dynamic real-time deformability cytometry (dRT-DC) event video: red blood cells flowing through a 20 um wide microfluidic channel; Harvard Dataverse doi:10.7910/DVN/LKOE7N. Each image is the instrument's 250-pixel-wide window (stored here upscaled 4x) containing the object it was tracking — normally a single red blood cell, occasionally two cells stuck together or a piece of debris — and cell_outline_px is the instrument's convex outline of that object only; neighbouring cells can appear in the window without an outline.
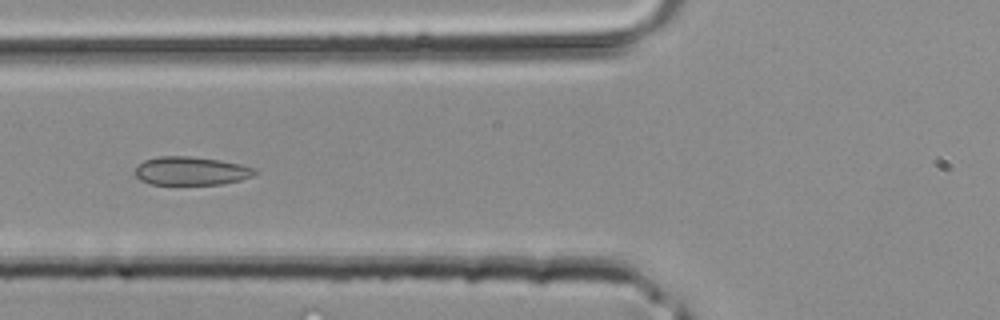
{"species": "common noctule bat (a hibernating species)", "species_latin": "Nyctalus noctula", "temperature_condition": "room temperature", "stored_images_in_passage": 40, "segment_of_instrument_passage": [2, 2], "camera_frame_rate_fps": 3000, "um_per_image_px": 0.085, "animal": {"sex": "male", "body_mass_g": 20.4}, "frame": {"image": 1, "passage_image": 16, "time_ms": 5.0, "image_size_px": [1000, 320], "cell_outline_px": [[256, 172], [252, 176], [240, 180], [220, 184], [148, 184], [140, 180], [136, 176], [136, 168], [144, 160], [156, 156], [188, 156], [220, 160], [240, 164], [252, 168]], "centroid_in_image_um": [16.2, 14.52], "position_along_channel_um": 109.6, "area_um2": 19.65}}
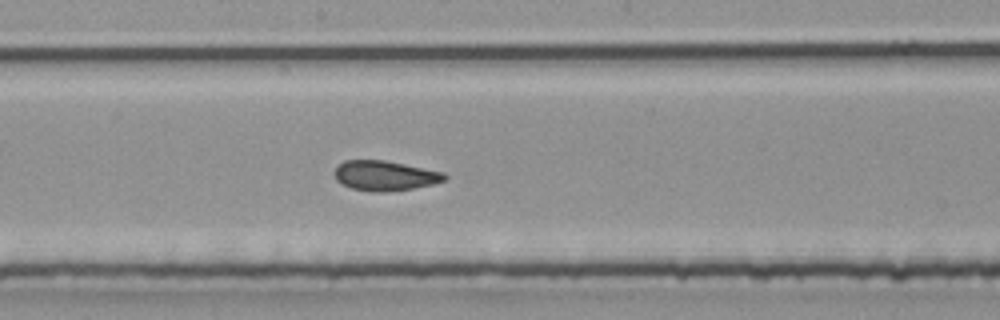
{"frame": {"image": 2, "passage_image": 22, "time_ms": 7.0, "image_size_px": [1000, 320], "cell_outline_px": [[448, 176], [444, 180], [432, 184], [412, 188], [384, 192], [372, 192], [352, 188], [336, 180], [332, 172], [336, 164], [344, 160], [384, 160], [444, 172]], "centroid_in_image_um": [32.66, 14.92], "position_along_channel_um": 215.5, "area_um2": 19.25}}
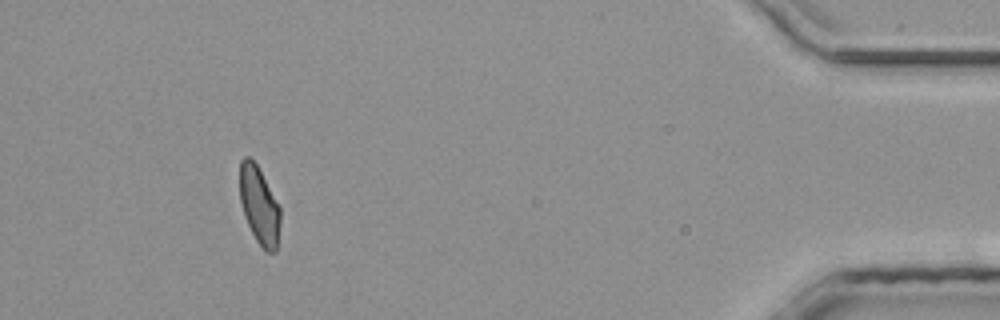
{"frame": {"image": 3, "passage_image": 37, "time_ms": 12.0, "image_size_px": [1000, 320], "cell_outline_px": [[280, 224], [276, 252], [268, 252], [256, 240], [244, 216], [240, 200], [240, 160], [244, 156], [248, 156], [256, 164], [280, 208]], "centroid_in_image_um": [22.02, 17.47], "position_along_channel_um": 413.2, "area_um2": 17.98}}